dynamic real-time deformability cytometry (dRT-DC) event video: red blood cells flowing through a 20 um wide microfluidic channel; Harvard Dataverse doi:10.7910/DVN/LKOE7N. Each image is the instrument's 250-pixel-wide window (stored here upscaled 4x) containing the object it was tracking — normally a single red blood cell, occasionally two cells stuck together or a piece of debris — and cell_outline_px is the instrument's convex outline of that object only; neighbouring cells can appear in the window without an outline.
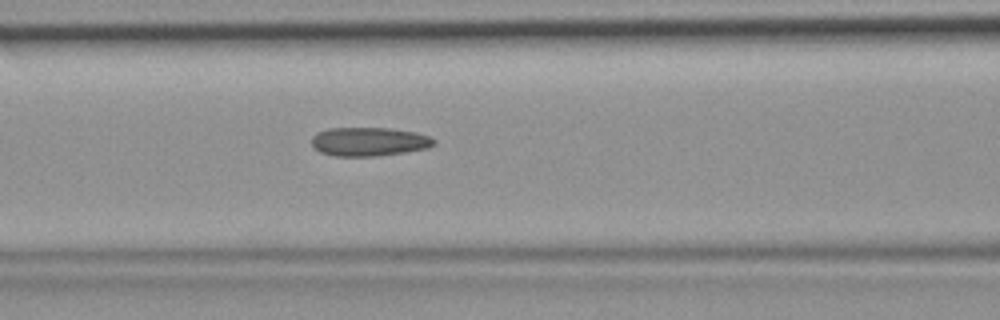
{"species": "common noctule bat (a hibernating species)", "species_latin": "Nyctalus noctula", "temperature_condition": "room temperature", "stored_images_in_passage": 46, "camera_frame_rate_fps": 3000, "um_per_image_px": 0.085, "animal": {"sex": "female", "body_mass_g": 19.9}, "frame": {"image": 1, "passage_image": 19, "time_ms": 6.0, "image_size_px": [1000, 320], "cell_outline_px": [[436, 144], [428, 148], [404, 152], [376, 156], [336, 156], [320, 152], [312, 148], [312, 136], [316, 132], [328, 128], [392, 128], [416, 132], [428, 136], [436, 140]], "centroid_in_image_um": [31.35, 12.03], "position_along_channel_um": 135.2, "area_um2": 20.69}}
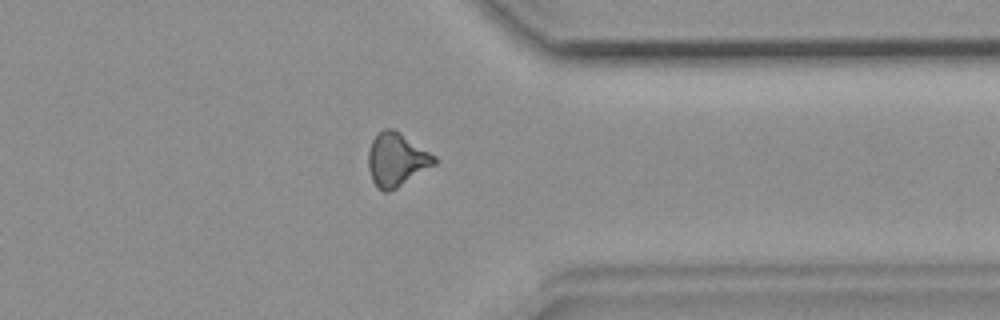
{"frame": {"image": 2, "passage_image": 36, "time_ms": 11.667, "image_size_px": [1000, 320], "cell_outline_px": [[436, 164], [396, 188], [388, 192], [384, 192], [372, 180], [368, 168], [368, 152], [372, 140], [376, 132], [384, 128], [392, 128], [400, 132], [436, 156]], "centroid_in_image_um": [33.69, 13.54], "position_along_channel_um": 377.7, "area_um2": 20.52}}
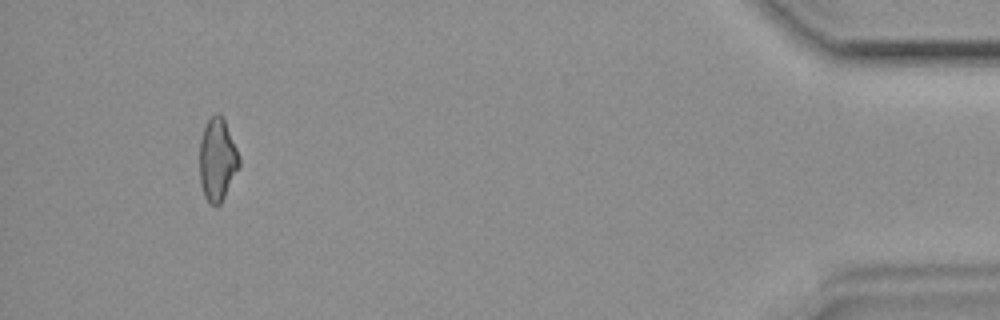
{"frame": {"image": 3, "passage_image": 43, "time_ms": 14.0, "image_size_px": [1000, 320], "cell_outline_px": [[240, 168], [220, 204], [212, 204], [204, 196], [200, 184], [200, 140], [204, 128], [208, 120], [216, 112], [220, 112], [224, 116], [236, 148], [240, 160]], "centroid_in_image_um": [18.49, 13.53], "position_along_channel_um": 416.7, "area_um2": 19.13}}